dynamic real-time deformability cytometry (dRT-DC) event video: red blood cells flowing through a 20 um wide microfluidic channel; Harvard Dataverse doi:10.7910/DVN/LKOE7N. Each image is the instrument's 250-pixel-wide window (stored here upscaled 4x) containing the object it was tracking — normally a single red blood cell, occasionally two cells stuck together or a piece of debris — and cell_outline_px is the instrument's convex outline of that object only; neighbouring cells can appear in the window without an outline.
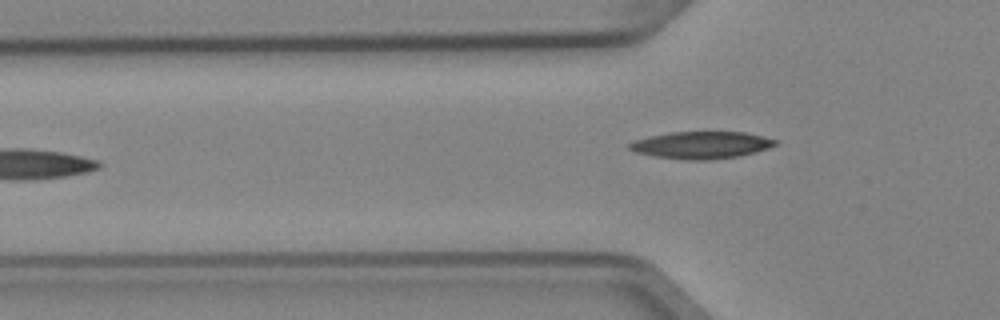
{"species": "Egyptian fruit bat (a non-hibernating species)", "species_latin": "Rousettus aegyptiacus", "temperature_condition": "cold", "stored_images_in_passage": 6, "camera_frame_rate_fps": 3000, "um_per_image_px": 0.085, "animal": {"sex": "female"}, "frame": {"image": 1, "passage_image": 6, "time_ms": 1.667, "image_size_px": [1000, 320], "cell_outline_px": [[776, 144], [768, 148], [756, 152], [740, 156], [708, 160], [684, 160], [652, 156], [636, 152], [628, 148], [628, 144], [636, 140], [648, 136], [668, 132], [744, 132], [776, 140]], "centroid_in_image_um": [59.57, 12.33], "position_along_channel_um": 66.2, "area_um2": 23.06}}